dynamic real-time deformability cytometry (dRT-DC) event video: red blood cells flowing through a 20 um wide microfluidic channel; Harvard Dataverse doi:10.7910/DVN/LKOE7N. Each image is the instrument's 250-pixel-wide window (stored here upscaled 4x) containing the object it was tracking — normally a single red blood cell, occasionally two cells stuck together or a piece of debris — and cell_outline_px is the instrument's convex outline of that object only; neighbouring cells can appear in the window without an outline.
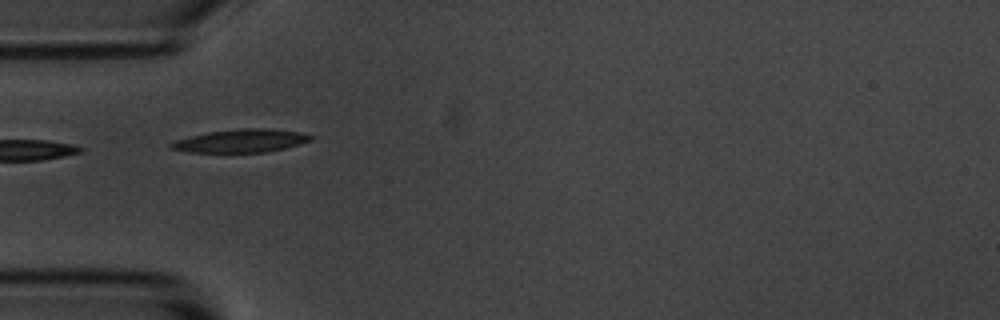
{"species": "common noctule bat (a hibernating species)", "species_latin": "Nyctalus noctula", "temperature_condition": "room temperature", "stored_images_in_passage": 8, "camera_frame_rate_fps": 3000, "um_per_image_px": 0.085, "animal": {"sex": "male", "body_mass_g": 20.1, "forearm_length_mm": 53.5}, "frame": {"image": 1, "passage_image": 4, "time_ms": 3.333, "image_size_px": [1000, 320], "cell_outline_px": [[316, 136], [312, 140], [300, 144], [268, 152], [188, 152], [168, 148], [168, 144], [176, 140], [208, 132], [244, 128], [264, 128], [300, 132]], "centroid_in_image_um": [20.51, 11.97], "position_along_channel_um": 64.5, "area_um2": 18.79}}
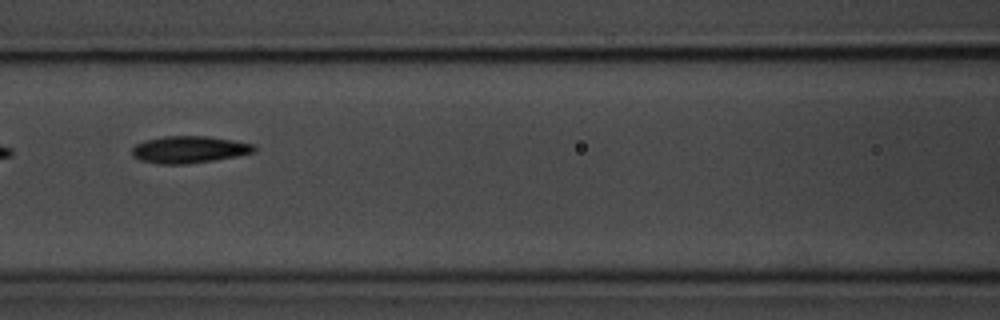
{"frame": {"image": 2, "passage_image": 6, "time_ms": 5.667, "image_size_px": [1000, 320], "cell_outline_px": [[256, 148], [252, 152], [236, 156], [188, 164], [160, 164], [140, 160], [132, 156], [132, 148], [136, 144], [148, 140], [164, 136], [208, 136], [256, 144]], "centroid_in_image_um": [16.07, 12.71], "position_along_channel_um": 150.5, "area_um2": 19.07}}
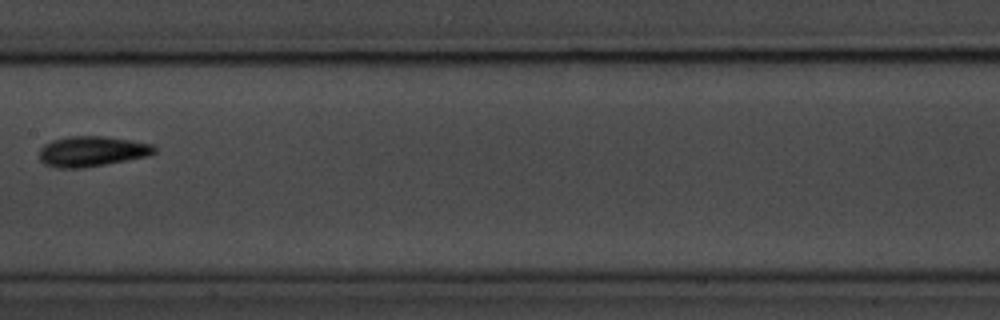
{"frame": {"image": 3, "passage_image": 7, "time_ms": 7.0, "image_size_px": [1000, 320], "cell_outline_px": [[156, 152], [148, 156], [84, 168], [56, 168], [44, 164], [40, 160], [40, 148], [44, 144], [52, 140], [68, 136], [104, 136], [132, 140], [152, 144], [156, 148]], "centroid_in_image_um": [7.8, 12.86], "position_along_channel_um": 199.6, "area_um2": 20.46}}